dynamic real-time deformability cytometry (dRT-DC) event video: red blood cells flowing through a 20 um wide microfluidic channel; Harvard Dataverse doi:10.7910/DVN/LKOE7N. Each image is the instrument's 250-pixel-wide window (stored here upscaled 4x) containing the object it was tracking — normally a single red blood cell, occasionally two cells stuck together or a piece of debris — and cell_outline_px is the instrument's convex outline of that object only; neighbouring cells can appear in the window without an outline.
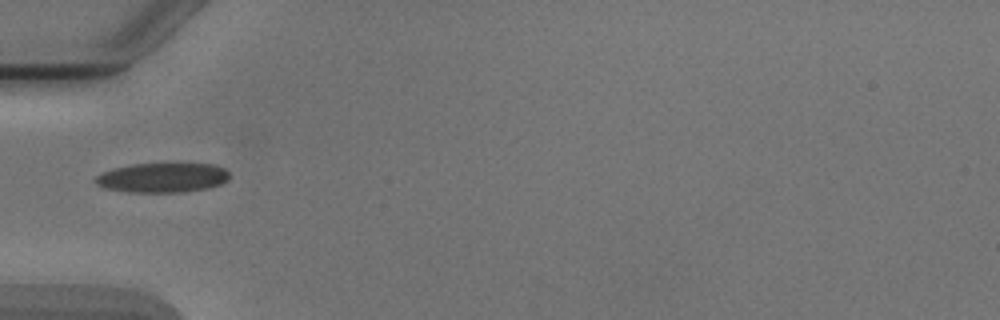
{"species": "Egyptian fruit bat (a non-hibernating species)", "species_latin": "Rousettus aegyptiacus", "temperature_condition": "cold", "stored_images_in_passage": 1, "camera_frame_rate_fps": 3000, "um_per_image_px": 0.085, "animal": {"sex": "male"}, "frame": {"image": 1, "passage_image": 1, "time_ms": 0.0, "image_size_px": [1000, 320], "cell_outline_px": [[228, 180], [220, 184], [208, 188], [184, 192], [128, 192], [104, 188], [96, 184], [96, 176], [104, 172], [116, 168], [132, 164], [216, 164], [224, 168], [228, 172]], "centroid_in_image_um": [13.83, 15.11], "position_along_channel_um": 71.2, "area_um2": 22.95}}